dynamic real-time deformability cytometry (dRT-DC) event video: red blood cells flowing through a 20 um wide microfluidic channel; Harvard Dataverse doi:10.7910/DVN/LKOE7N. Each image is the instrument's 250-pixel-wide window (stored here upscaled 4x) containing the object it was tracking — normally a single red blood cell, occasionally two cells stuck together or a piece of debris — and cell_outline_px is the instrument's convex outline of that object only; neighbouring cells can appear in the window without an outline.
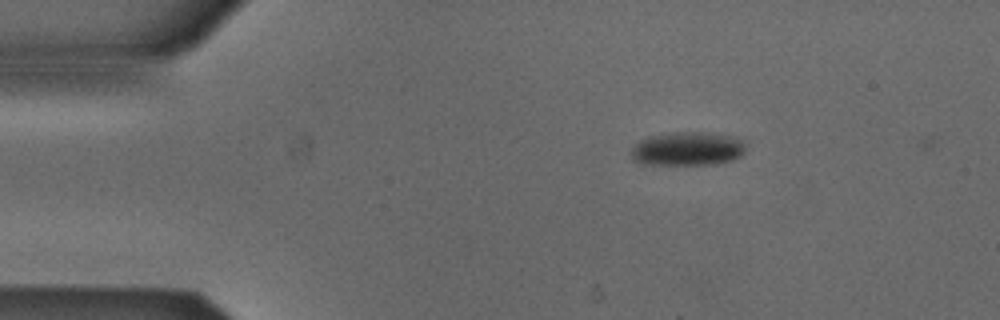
{"species": "Egyptian fruit bat (a non-hibernating species)", "species_latin": "Rousettus aegyptiacus", "temperature_condition": "cold", "stored_images_in_passage": 8, "camera_frame_rate_fps": 3000, "um_per_image_px": 0.085, "animal": {"sex": "male"}, "frame": {"image": 1, "passage_image": 2, "time_ms": 0.333, "image_size_px": [1000, 320], "cell_outline_px": [[748, 144], [744, 152], [740, 156], [732, 160], [716, 164], [640, 164], [632, 160], [632, 148], [640, 140], [652, 136], [676, 132], [696, 132], [728, 136], [744, 140]], "centroid_in_image_um": [58.46, 12.66], "position_along_channel_um": 26.5, "area_um2": 22.37}}